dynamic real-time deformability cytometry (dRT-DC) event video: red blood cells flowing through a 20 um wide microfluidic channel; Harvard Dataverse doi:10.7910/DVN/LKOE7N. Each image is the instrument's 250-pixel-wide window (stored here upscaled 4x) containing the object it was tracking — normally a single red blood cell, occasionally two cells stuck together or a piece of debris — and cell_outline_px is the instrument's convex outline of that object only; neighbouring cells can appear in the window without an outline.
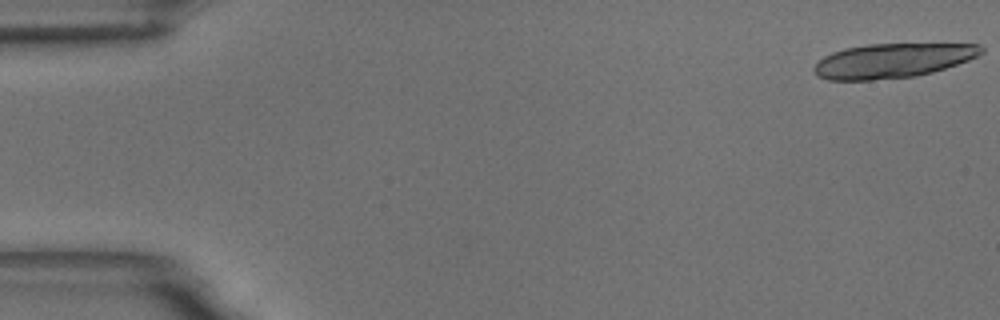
{"species": "common noctule bat (a hibernating species)", "species_latin": "Nyctalus noctula", "temperature_condition": "room temperature", "stored_images_in_passage": 6, "camera_frame_rate_fps": 3000, "um_per_image_px": 0.085, "animal": {"sex": "male", "body_mass_g": 18.8}, "frame": {"image": 1, "passage_image": 1, "time_ms": 0.0, "image_size_px": [1000, 320], "cell_outline_px": [[984, 52], [968, 60], [932, 72], [916, 76], [872, 80], [828, 80], [816, 76], [812, 68], [824, 56], [832, 52], [844, 48], [868, 44], [980, 44], [984, 48]], "centroid_in_image_um": [75.84, 5.15], "position_along_channel_um": 9.2, "area_um2": 33.52}}